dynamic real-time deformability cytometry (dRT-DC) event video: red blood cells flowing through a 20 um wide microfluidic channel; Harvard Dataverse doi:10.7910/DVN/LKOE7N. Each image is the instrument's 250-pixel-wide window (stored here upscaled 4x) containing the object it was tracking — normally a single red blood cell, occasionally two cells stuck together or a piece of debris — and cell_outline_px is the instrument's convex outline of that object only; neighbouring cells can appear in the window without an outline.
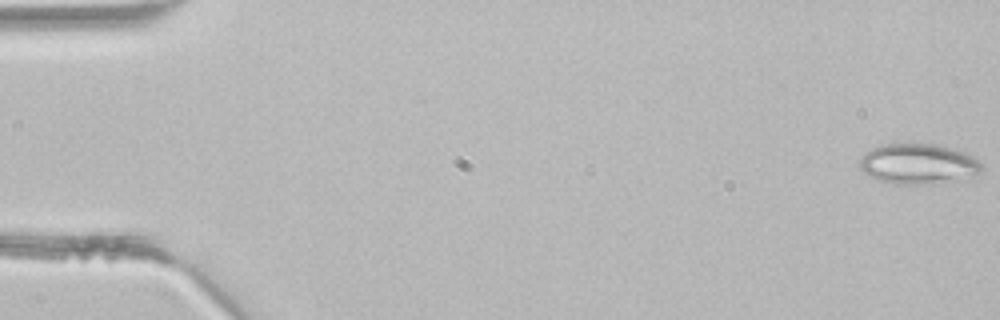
{"species": "common noctule bat (a hibernating species)", "species_latin": "Nyctalus noctula", "temperature_condition": "room temperature", "stored_images_in_passage": 5, "camera_frame_rate_fps": 3000, "um_per_image_px": 0.085, "animal": {"sex": "male", "body_mass_g": 21.5, "forearm_length_mm": 52.0}, "frame": {"image": 1, "passage_image": 1, "time_ms": 0.0, "image_size_px": [1000, 320], "cell_outline_px": [[984, 168], [980, 172], [964, 180], [932, 184], [892, 184], [876, 180], [864, 172], [860, 168], [860, 156], [864, 152], [872, 148], [884, 144], [912, 140], [932, 144], [964, 152], [980, 160]], "centroid_in_image_um": [78.04, 13.91], "position_along_channel_um": 7.0, "area_um2": 29.71}}
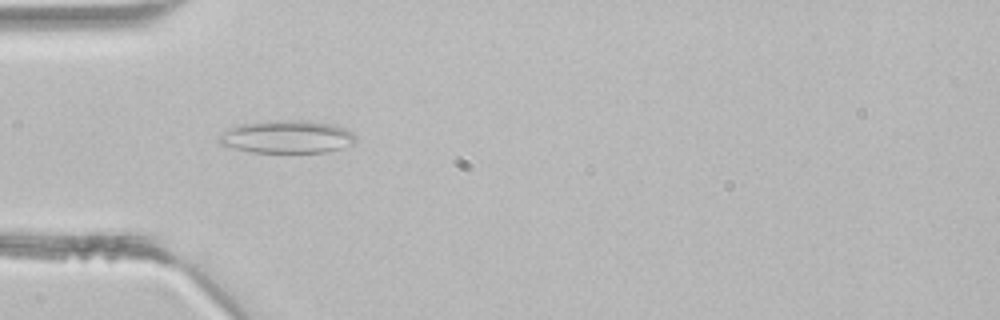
{"frame": {"image": 2, "passage_image": 4, "time_ms": 1.0, "image_size_px": [1000, 320], "cell_outline_px": [[356, 140], [352, 144], [340, 148], [324, 152], [252, 152], [236, 148], [224, 144], [220, 140], [220, 136], [224, 132], [232, 128], [244, 124], [280, 120], [304, 120], [336, 124], [352, 132], [356, 136]], "centroid_in_image_um": [24.51, 11.62], "position_along_channel_um": 60.5, "area_um2": 25.55}}